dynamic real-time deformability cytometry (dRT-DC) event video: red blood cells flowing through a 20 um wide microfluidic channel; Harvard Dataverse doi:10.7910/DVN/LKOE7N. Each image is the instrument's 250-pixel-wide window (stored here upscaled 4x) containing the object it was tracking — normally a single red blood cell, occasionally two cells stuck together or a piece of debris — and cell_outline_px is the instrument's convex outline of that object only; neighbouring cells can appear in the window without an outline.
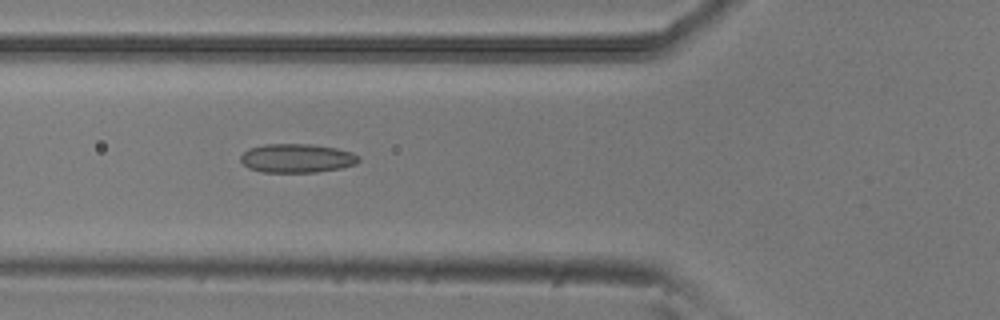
{"species": "common noctule bat (a hibernating species)", "species_latin": "Nyctalus noctula", "temperature_condition": "room temperature", "stored_images_in_passage": 9, "camera_frame_rate_fps": 3000, "um_per_image_px": 0.085, "animal": {"sex": "male", "body_mass_g": 20.5, "forearm_length_mm": 52.5}, "frame": {"image": 1, "passage_image": 6, "time_ms": 1.667, "image_size_px": [1000, 320], "cell_outline_px": [[360, 160], [356, 164], [340, 168], [316, 172], [264, 172], [248, 168], [240, 160], [240, 156], [248, 148], [264, 144], [312, 144], [336, 148], [352, 152], [360, 156]], "centroid_in_image_um": [25.24, 13.44], "position_along_channel_um": 100.6, "area_um2": 19.94}}
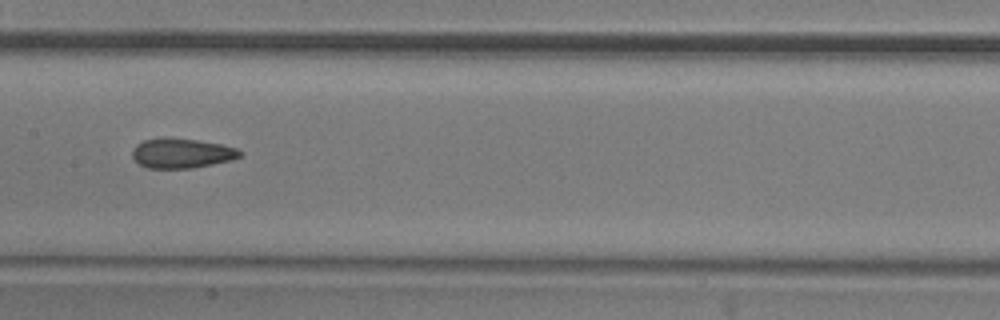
{"frame": {"image": 2, "passage_image": 8, "time_ms": 2.333, "image_size_px": [1000, 320], "cell_outline_px": [[244, 152], [240, 156], [232, 160], [192, 168], [148, 168], [140, 164], [132, 156], [132, 148], [136, 144], [144, 140], [160, 136], [164, 136], [196, 140], [220, 144], [236, 148]], "centroid_in_image_um": [15.42, 13.0], "position_along_channel_um": 192.0, "area_um2": 18.84}}
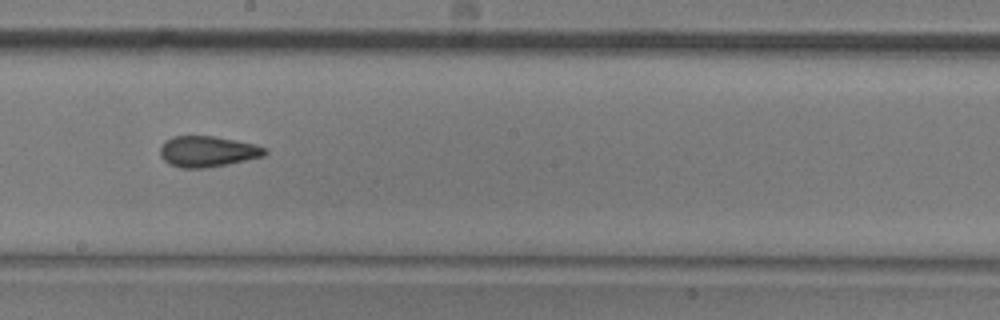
{"frame": {"image": 3, "passage_image": 9, "time_ms": 2.667, "image_size_px": [1000, 320], "cell_outline_px": [[268, 152], [264, 156], [228, 164], [204, 168], [180, 168], [168, 164], [160, 156], [160, 144], [164, 140], [172, 136], [212, 136], [256, 144], [264, 148]], "centroid_in_image_um": [17.59, 12.87], "position_along_channel_um": 230.6, "area_um2": 18.96}}